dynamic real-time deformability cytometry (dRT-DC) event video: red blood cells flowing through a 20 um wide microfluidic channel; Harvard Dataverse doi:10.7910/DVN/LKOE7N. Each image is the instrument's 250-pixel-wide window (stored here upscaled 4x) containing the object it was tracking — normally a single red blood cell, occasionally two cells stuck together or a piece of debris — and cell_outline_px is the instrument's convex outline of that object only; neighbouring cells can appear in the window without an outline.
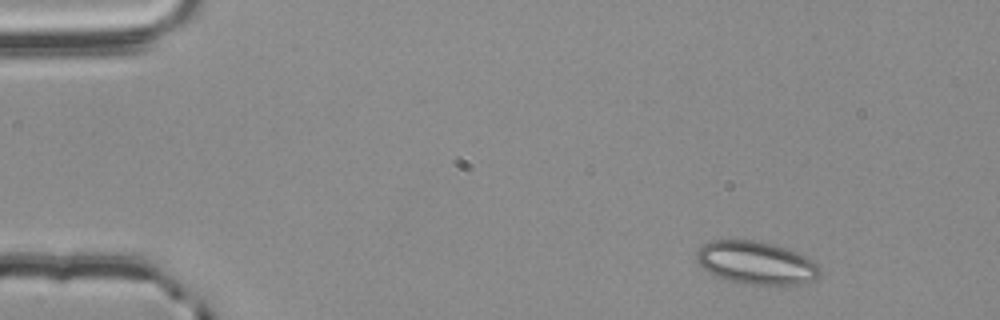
{"species": "common noctule bat (a hibernating species)", "species_latin": "Nyctalus noctula", "temperature_condition": "room temperature", "stored_images_in_passage": 50, "camera_frame_rate_fps": 3000, "um_per_image_px": 0.085, "animal": {"sex": "male", "body_mass_g": 20.4}, "frame": {"image": 1, "passage_image": 1, "time_ms": 0.0, "image_size_px": [1000, 320], "cell_outline_px": [[820, 276], [816, 280], [800, 284], [744, 284], [728, 280], [716, 276], [708, 272], [696, 260], [696, 252], [704, 244], [712, 240], [756, 240], [772, 244], [808, 256], [820, 268]], "centroid_in_image_um": [64.29, 22.34], "position_along_channel_um": 20.7, "area_um2": 30.81}}
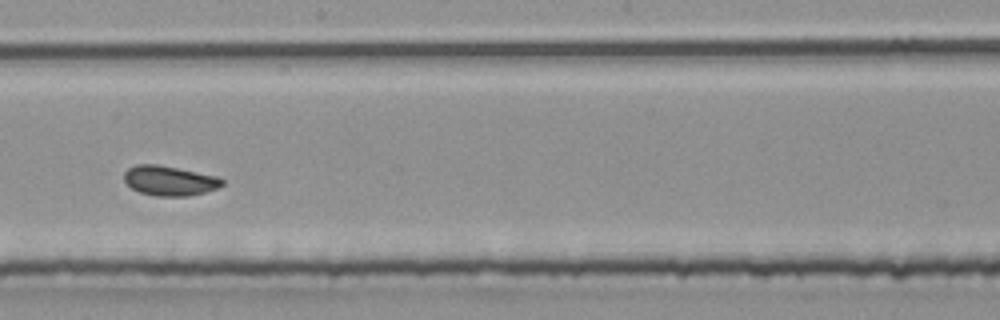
{"frame": {"image": 2, "passage_image": 26, "time_ms": 8.333, "image_size_px": [1000, 320], "cell_outline_px": [[224, 184], [216, 188], [204, 192], [188, 196], [156, 196], [140, 192], [132, 188], [124, 180], [124, 172], [128, 168], [136, 164], [156, 164], [216, 176], [224, 180]], "centroid_in_image_um": [14.38, 15.36], "position_along_channel_um": 233.8, "area_um2": 16.82}}
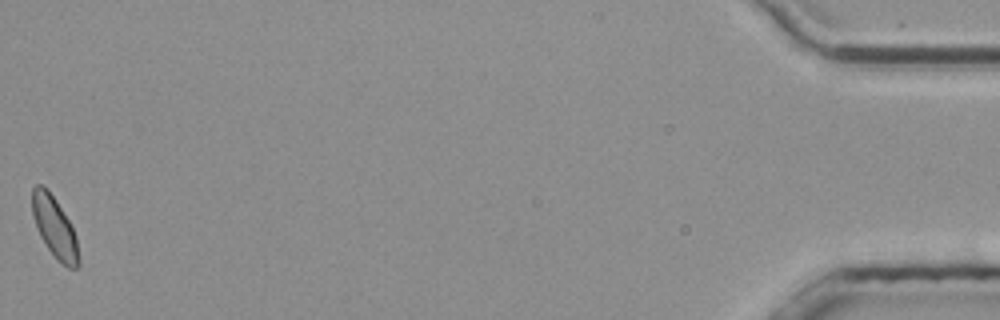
{"frame": {"image": 3, "passage_image": 50, "time_ms": 16.333, "image_size_px": [1000, 320], "cell_outline_px": [[80, 264], [76, 268], [68, 268], [56, 260], [40, 236], [32, 212], [32, 188], [36, 184], [40, 184], [52, 196], [68, 220], [76, 236], [80, 260]], "centroid_in_image_um": [4.65, 19.39], "position_along_channel_um": 430.5, "area_um2": 16.13}, "authors_computed_cell_mechanics": {"area_um2": 16.8487, "velocity_mm_per_s": 3.7459, "shape_relaxation_time_tau1_ms": null, "shape_relaxation_time_tau2_ms": 1.6225, "deformation_change_tau1": null, "deformation_change_tau2": 0.0602}}